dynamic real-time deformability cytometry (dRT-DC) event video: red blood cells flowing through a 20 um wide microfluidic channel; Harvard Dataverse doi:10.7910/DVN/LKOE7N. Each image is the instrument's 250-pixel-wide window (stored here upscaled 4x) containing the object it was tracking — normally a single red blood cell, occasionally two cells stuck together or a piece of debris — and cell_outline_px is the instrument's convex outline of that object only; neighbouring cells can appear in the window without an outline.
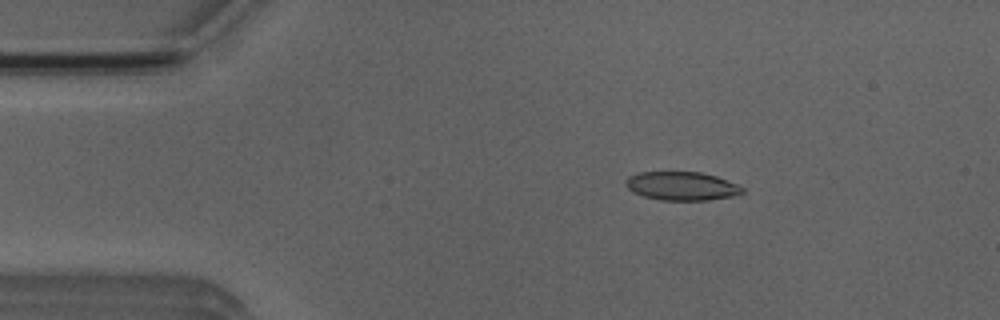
{"species": "Egyptian fruit bat (a non-hibernating species)", "species_latin": "Rousettus aegyptiacus", "temperature_condition": "room temperature", "stored_images_in_passage": 51, "camera_frame_rate_fps": 3000, "um_per_image_px": 0.085, "animal": {"sex": "male"}, "frame": {"image": 1, "passage_image": 8, "time_ms": 2.333, "image_size_px": [1000, 320], "cell_outline_px": [[744, 192], [732, 196], [708, 200], [660, 200], [644, 196], [632, 192], [624, 184], [624, 180], [628, 176], [640, 172], [700, 172], [716, 176], [736, 184], [744, 188]], "centroid_in_image_um": [57.9, 15.81], "position_along_channel_um": 27.1, "area_um2": 19.42}}
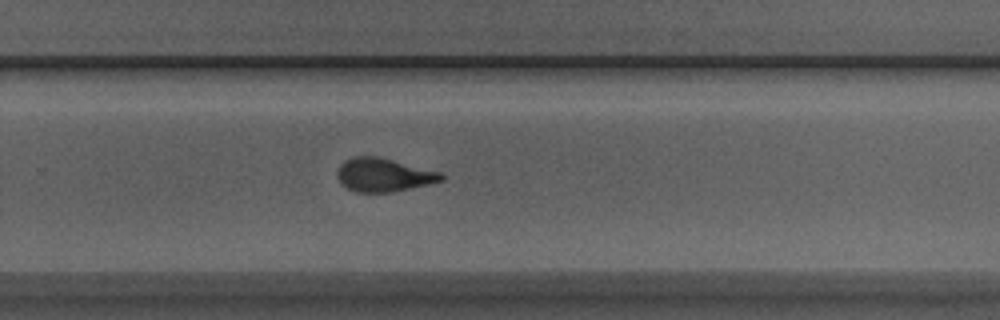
{"frame": {"image": 2, "passage_image": 33, "time_ms": 10.667, "image_size_px": [1000, 320], "cell_outline_px": [[444, 180], [428, 184], [392, 192], [356, 192], [340, 184], [336, 176], [336, 172], [340, 164], [344, 160], [352, 156], [380, 156], [440, 172], [444, 176]], "centroid_in_image_um": [32.56, 14.85], "position_along_channel_um": 297.2, "area_um2": 20.46}}
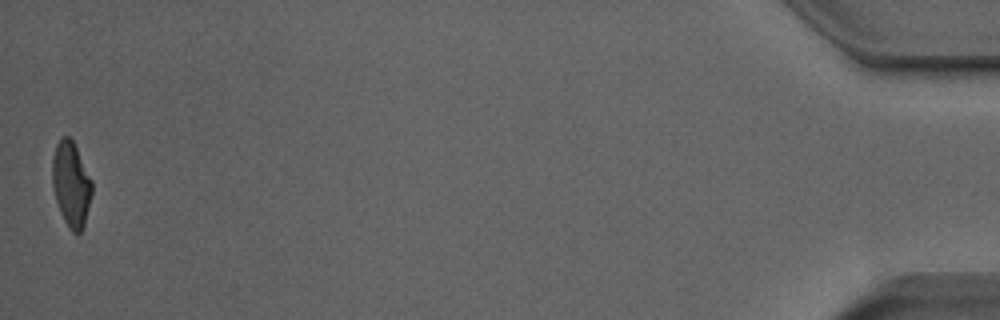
{"frame": {"image": 3, "passage_image": 51, "time_ms": 16.667, "image_size_px": [1000, 320], "cell_outline_px": [[92, 192], [84, 228], [80, 232], [72, 232], [68, 228], [60, 212], [52, 188], [52, 156], [56, 144], [60, 136], [68, 136], [72, 140], [92, 180]], "centroid_in_image_um": [6.03, 15.66], "position_along_channel_um": 429.2, "area_um2": 19.77}, "authors_computed_cell_mechanics": {"area_um2": 20.3456, "velocity_mm_per_s": 3.9031, "shape_relaxation_time_tau1_ms": 4.8875, "shape_relaxation_time_tau2_ms": 1.4246, "deformation_change_tau1": 0.1737, "deformation_change_tau2": 0.086}}